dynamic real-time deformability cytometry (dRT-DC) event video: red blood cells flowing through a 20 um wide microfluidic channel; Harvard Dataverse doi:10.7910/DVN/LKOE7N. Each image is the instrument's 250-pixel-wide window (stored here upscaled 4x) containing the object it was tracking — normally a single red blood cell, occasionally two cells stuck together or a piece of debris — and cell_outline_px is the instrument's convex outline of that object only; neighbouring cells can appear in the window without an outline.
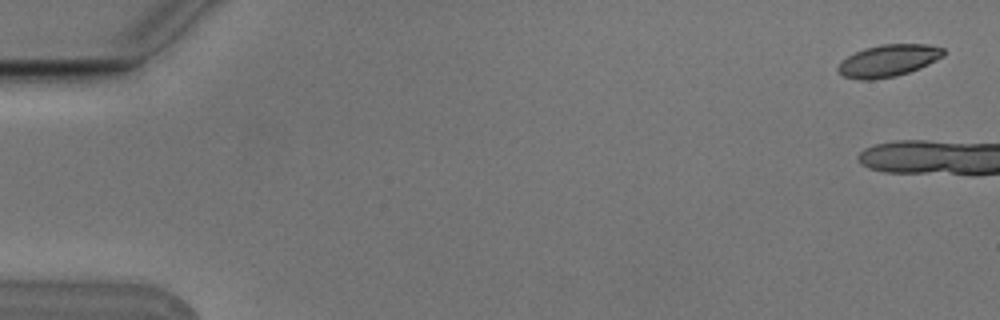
{"species": "Egyptian fruit bat (a non-hibernating species)", "species_latin": "Rousettus aegyptiacus", "temperature_condition": "cold", "stored_images_in_passage": 6, "camera_frame_rate_fps": 3000, "um_per_image_px": 0.085, "animal": {"sex": "male"}, "frame": {"image": 1, "passage_image": 1, "time_ms": 0.0, "image_size_px": [1000, 320], "cell_outline_px": [[944, 56], [920, 68], [896, 76], [872, 80], [860, 80], [844, 76], [836, 68], [840, 60], [864, 48], [880, 44], [928, 44], [944, 48]], "centroid_in_image_um": [75.5, 5.15], "position_along_channel_um": 9.5, "area_um2": 19.77}}